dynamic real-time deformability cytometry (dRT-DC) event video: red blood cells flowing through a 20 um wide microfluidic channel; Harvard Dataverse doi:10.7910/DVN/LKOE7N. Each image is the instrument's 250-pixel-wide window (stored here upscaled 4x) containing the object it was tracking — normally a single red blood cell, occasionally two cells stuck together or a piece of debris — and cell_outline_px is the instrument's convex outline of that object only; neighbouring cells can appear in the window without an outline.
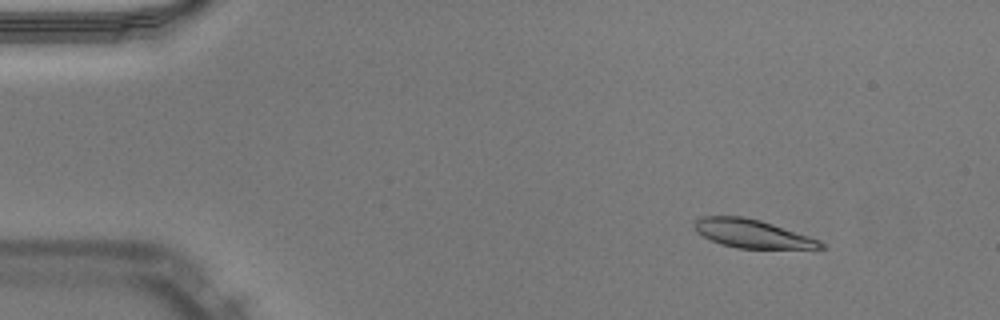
{"species": "Egyptian fruit bat (a non-hibernating species)", "species_latin": "Rousettus aegyptiacus", "temperature_condition": "warm", "stored_images_in_passage": 51, "camera_frame_rate_fps": 3000, "um_per_image_px": 0.085, "animal": {"sex": "male"}, "frame": {"image": 1, "passage_image": 6, "time_ms": 1.667, "image_size_px": [1000, 320], "cell_outline_px": [[828, 248], [736, 248], [720, 244], [696, 232], [692, 224], [700, 216], [740, 216], [760, 220], [820, 240]], "centroid_in_image_um": [63.89, 19.86], "position_along_channel_um": 21.1, "area_um2": 20.69}}
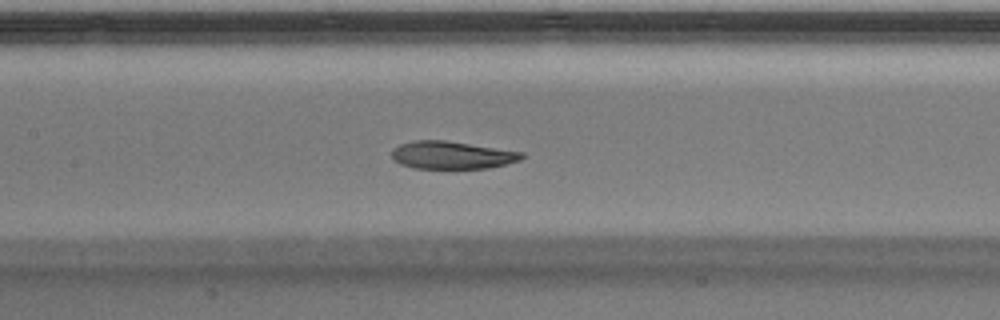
{"frame": {"image": 2, "passage_image": 24, "time_ms": 7.667, "image_size_px": [1000, 320], "cell_outline_px": [[524, 156], [520, 160], [488, 168], [412, 168], [400, 164], [392, 156], [392, 148], [400, 144], [412, 140], [444, 140], [524, 152]], "centroid_in_image_um": [38.39, 13.18], "position_along_channel_um": 169.0, "area_um2": 20.87}}
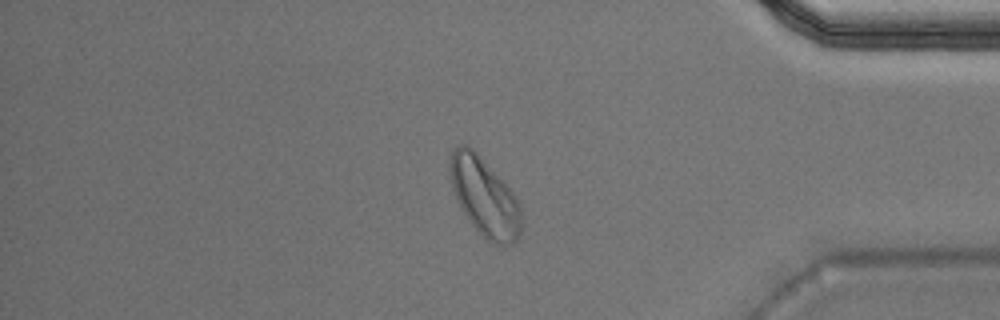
{"frame": {"image": 3, "passage_image": 43, "time_ms": 14.0, "image_size_px": [1000, 320], "cell_outline_px": [[520, 236], [512, 244], [492, 244], [468, 220], [456, 200], [452, 188], [448, 172], [448, 164], [452, 148], [460, 144], [468, 144], [476, 152], [516, 196], [520, 204]], "centroid_in_image_um": [41.14, 16.71], "position_along_channel_um": 394.1, "area_um2": 32.48}, "authors_computed_cell_mechanics": {"area_um2": 22.3686, "velocity_mm_per_s": 3.9517, "shape_relaxation_time_tau1_ms": 2.7456, "shape_relaxation_time_tau2_ms": 1.3754, "deformation_change_tau1": 0.1527, "deformation_change_tau2": 0.0711}}